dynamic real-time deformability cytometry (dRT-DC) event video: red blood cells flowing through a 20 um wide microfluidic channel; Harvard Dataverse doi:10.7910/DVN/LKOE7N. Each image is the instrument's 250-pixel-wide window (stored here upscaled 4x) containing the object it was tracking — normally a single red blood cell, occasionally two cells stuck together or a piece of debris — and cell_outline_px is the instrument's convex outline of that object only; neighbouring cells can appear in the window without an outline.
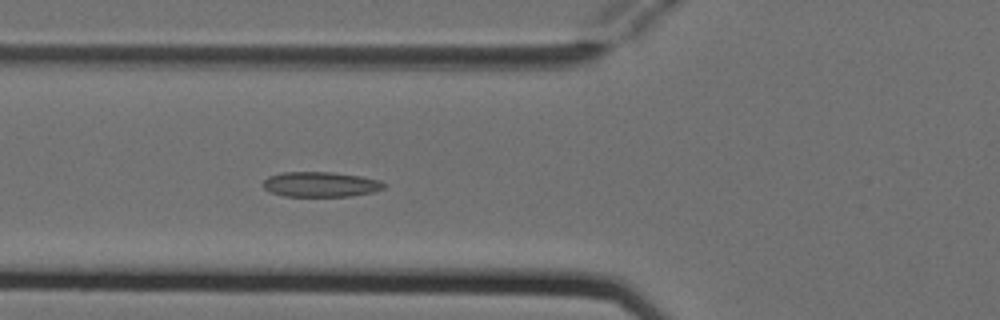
{"species": "Egyptian fruit bat (a non-hibernating species)", "species_latin": "Rousettus aegyptiacus", "temperature_condition": "cold", "stored_images_in_passage": 6, "camera_frame_rate_fps": 3000, "um_per_image_px": 0.085, "animal": {"sex": "female"}, "frame": {"image": 1, "passage_image": 6, "time_ms": 1.667, "image_size_px": [1000, 320], "cell_outline_px": [[384, 188], [372, 192], [352, 196], [284, 196], [272, 192], [264, 188], [260, 184], [268, 176], [284, 172], [332, 172], [360, 176], [380, 180], [384, 184]], "centroid_in_image_um": [27.22, 15.67], "position_along_channel_um": 98.6, "area_um2": 17.63}}